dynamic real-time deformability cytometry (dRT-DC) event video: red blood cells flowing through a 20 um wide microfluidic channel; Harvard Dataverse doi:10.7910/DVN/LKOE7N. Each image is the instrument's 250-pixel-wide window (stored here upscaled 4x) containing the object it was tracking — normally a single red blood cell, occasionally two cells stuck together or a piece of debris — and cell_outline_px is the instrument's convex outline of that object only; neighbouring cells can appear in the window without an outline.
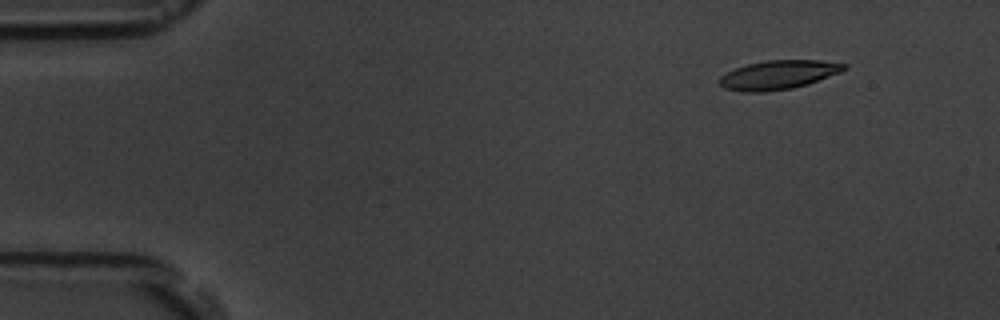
{"species": "common noctule bat (a hibernating species)", "species_latin": "Nyctalus noctula", "temperature_condition": "room temperature", "stored_images_in_passage": 4, "camera_frame_rate_fps": 3000, "um_per_image_px": 0.085, "animal": {"sex": "male", "body_mass_g": 19.5, "forearm_length_mm": 54.6}, "frame": {"image": 1, "passage_image": 2, "time_ms": 1.0, "image_size_px": [1000, 320], "cell_outline_px": [[848, 68], [840, 72], [808, 84], [792, 88], [764, 92], [740, 92], [724, 88], [716, 80], [720, 76], [736, 68], [748, 64], [764, 60], [820, 60], [848, 64]], "centroid_in_image_um": [66.15, 6.36], "position_along_channel_um": 18.9, "area_um2": 21.15}}
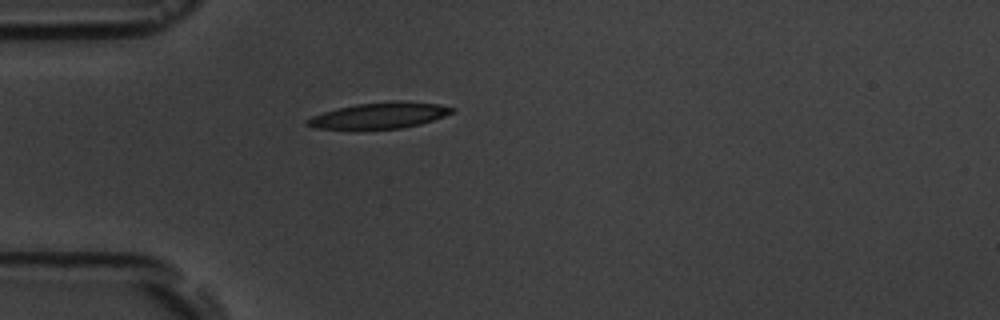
{"frame": {"image": 2, "passage_image": 4, "time_ms": 4.333, "image_size_px": [1000, 320], "cell_outline_px": [[456, 108], [452, 112], [444, 116], [420, 124], [400, 128], [352, 132], [312, 128], [304, 124], [304, 120], [312, 116], [336, 108], [356, 104], [396, 100], [436, 104]], "centroid_in_image_um": [32.1, 9.87], "position_along_channel_um": 52.9, "area_um2": 22.89}}